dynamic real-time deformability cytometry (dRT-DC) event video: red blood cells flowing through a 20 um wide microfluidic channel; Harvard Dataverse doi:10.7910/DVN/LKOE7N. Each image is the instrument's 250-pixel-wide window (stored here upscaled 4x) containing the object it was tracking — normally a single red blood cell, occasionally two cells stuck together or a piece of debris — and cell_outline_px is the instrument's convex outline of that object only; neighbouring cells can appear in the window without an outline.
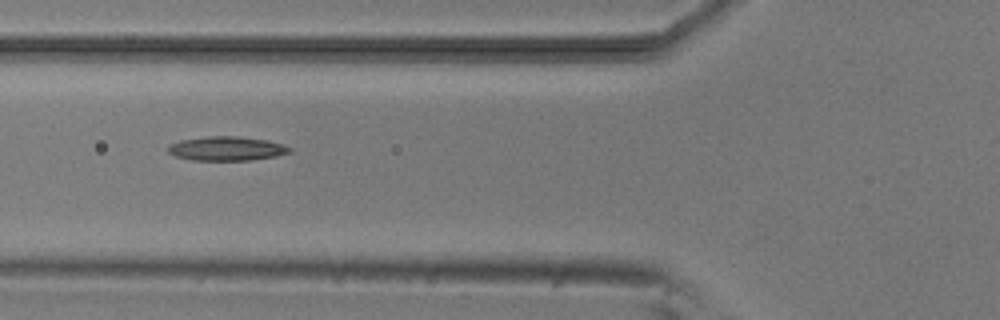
{"species": "common noctule bat (a hibernating species)", "species_latin": "Nyctalus noctula", "temperature_condition": "room temperature", "stored_images_in_passage": 9, "camera_frame_rate_fps": 3000, "um_per_image_px": 0.085, "animal": {"sex": "male", "body_mass_g": 20.5, "forearm_length_mm": 52.5}, "frame": {"image": 1, "passage_image": 6, "time_ms": 5.667, "image_size_px": [1000, 320], "cell_outline_px": [[292, 152], [276, 156], [252, 160], [192, 160], [176, 156], [168, 152], [168, 144], [180, 140], [208, 136], [236, 136], [268, 140], [284, 144], [292, 148]], "centroid_in_image_um": [19.29, 12.62], "position_along_channel_um": 106.5, "area_um2": 17.22}}
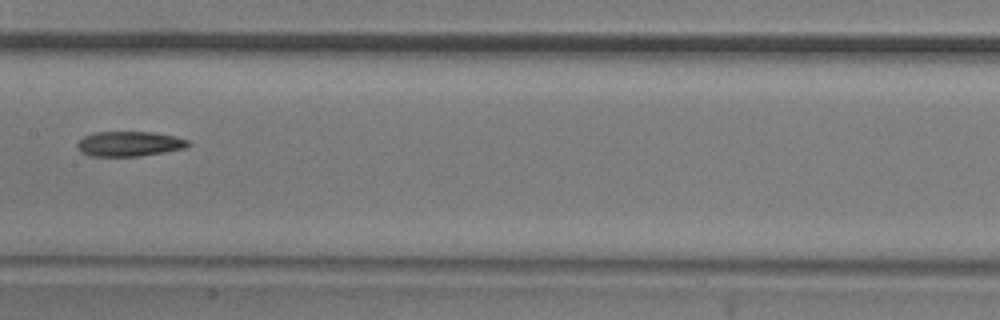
{"frame": {"image": 2, "passage_image": 8, "time_ms": 8.0, "image_size_px": [1000, 320], "cell_outline_px": [[192, 144], [184, 148], [164, 152], [140, 156], [88, 156], [76, 144], [84, 136], [96, 132], [152, 132], [176, 136], [188, 140]], "centroid_in_image_um": [11.04, 12.22], "position_along_channel_um": 196.4, "area_um2": 16.01}}
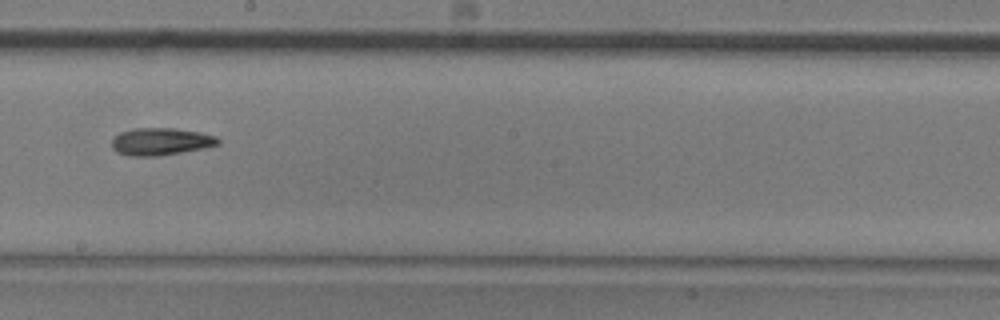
{"frame": {"image": 3, "passage_image": 9, "time_ms": 9.0, "image_size_px": [1000, 320], "cell_outline_px": [[220, 144], [204, 148], [160, 156], [128, 156], [116, 152], [112, 148], [112, 140], [120, 132], [132, 128], [176, 128], [200, 132], [216, 136], [220, 140]], "centroid_in_image_um": [13.67, 12.03], "position_along_channel_um": 234.5, "area_um2": 17.11}}